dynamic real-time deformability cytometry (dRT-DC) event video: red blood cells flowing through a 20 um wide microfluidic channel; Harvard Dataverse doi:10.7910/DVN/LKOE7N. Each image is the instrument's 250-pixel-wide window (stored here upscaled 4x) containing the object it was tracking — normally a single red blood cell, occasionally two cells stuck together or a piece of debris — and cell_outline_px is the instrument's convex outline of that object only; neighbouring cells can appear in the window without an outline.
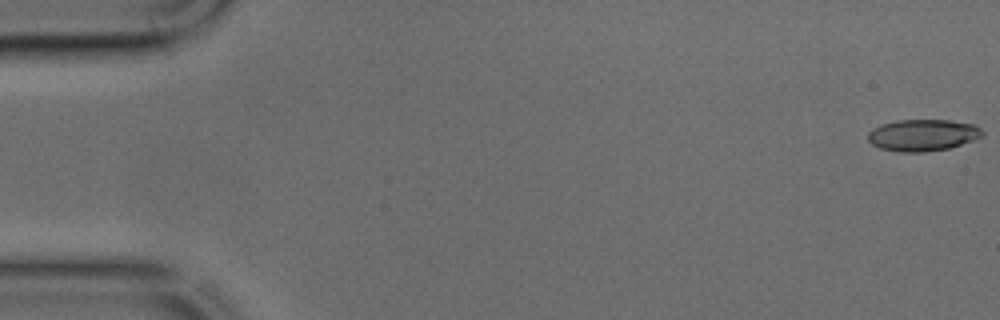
{"species": "common noctule bat (a hibernating species)", "species_latin": "Nyctalus noctula", "temperature_condition": "cold", "stored_images_in_passage": 45, "camera_frame_rate_fps": 3000, "um_per_image_px": 0.085, "animal": {"sex": "male", "body_mass_g": 17.9, "forearm_length_mm": 54.2}, "frame": {"image": 1, "passage_image": 1, "time_ms": 0.0, "image_size_px": [1000, 320], "cell_outline_px": [[984, 136], [948, 148], [924, 152], [900, 152], [880, 148], [872, 144], [868, 140], [868, 132], [872, 128], [896, 120], [948, 120], [976, 124], [984, 132]], "centroid_in_image_um": [78.44, 11.48], "position_along_channel_um": 6.6, "area_um2": 21.1}}
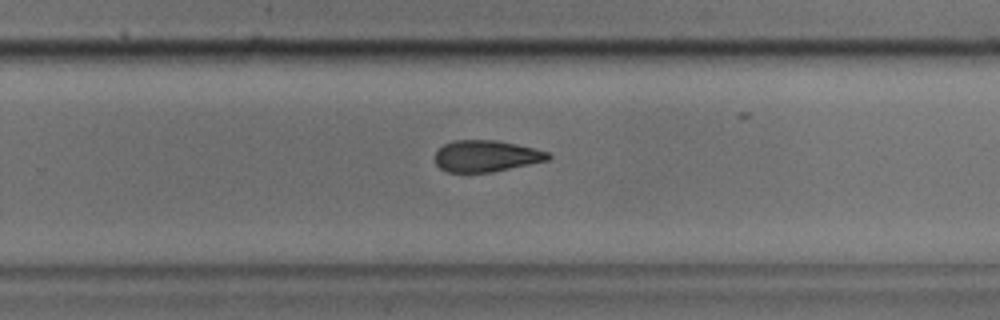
{"frame": {"image": 2, "passage_image": 29, "time_ms": 9.333, "image_size_px": [1000, 320], "cell_outline_px": [[552, 156], [548, 160], [492, 172], [448, 172], [440, 168], [436, 164], [436, 152], [444, 144], [452, 140], [496, 140], [516, 144], [548, 152]], "centroid_in_image_um": [41.31, 13.26], "position_along_channel_um": 288.5, "area_um2": 20.58}}
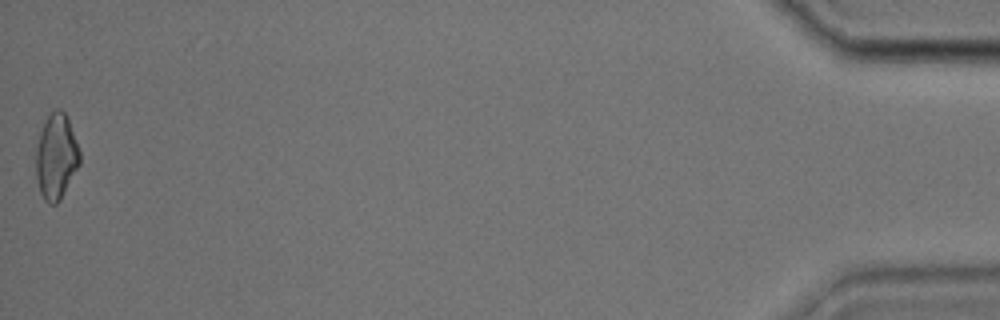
{"frame": {"image": 3, "passage_image": 45, "time_ms": 14.667, "image_size_px": [1000, 320], "cell_outline_px": [[80, 164], [60, 200], [56, 204], [48, 204], [44, 200], [40, 192], [36, 180], [36, 148], [40, 132], [48, 116], [56, 108], [60, 108], [68, 116], [80, 152]], "centroid_in_image_um": [4.78, 13.32], "position_along_channel_um": 430.4, "area_um2": 21.91}}